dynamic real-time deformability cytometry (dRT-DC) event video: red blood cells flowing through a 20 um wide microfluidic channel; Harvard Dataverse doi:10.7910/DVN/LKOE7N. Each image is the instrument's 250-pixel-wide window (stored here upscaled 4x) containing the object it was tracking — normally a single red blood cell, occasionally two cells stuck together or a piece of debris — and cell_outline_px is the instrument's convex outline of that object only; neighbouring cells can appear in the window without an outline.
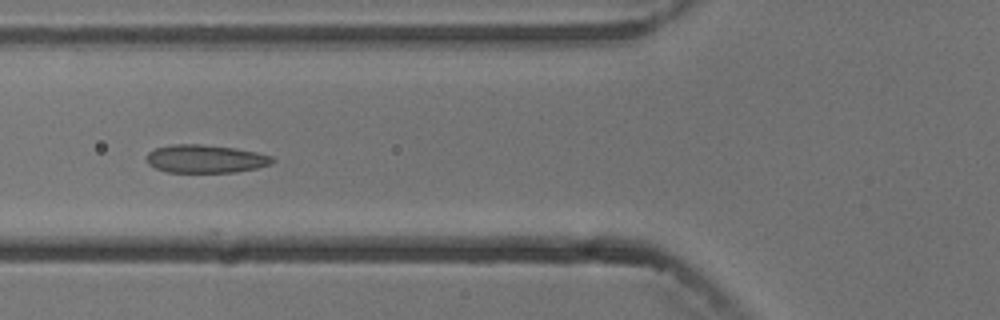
{"species": "common noctule bat (a hibernating species)", "species_latin": "Nyctalus noctula", "temperature_condition": "cold", "stored_images_in_passage": 8, "camera_frame_rate_fps": 3000, "um_per_image_px": 0.085, "animal": {"sex": "male", "body_mass_g": 13.3}, "frame": {"image": 1, "passage_image": 6, "time_ms": 6.667, "image_size_px": [1000, 320], "cell_outline_px": [[276, 160], [272, 164], [256, 168], [236, 172], [168, 172], [156, 168], [148, 164], [144, 160], [144, 156], [148, 152], [156, 148], [172, 144], [200, 144], [232, 148], [256, 152], [272, 156]], "centroid_in_image_um": [17.43, 13.5], "position_along_channel_um": 108.4, "area_um2": 20.69}}
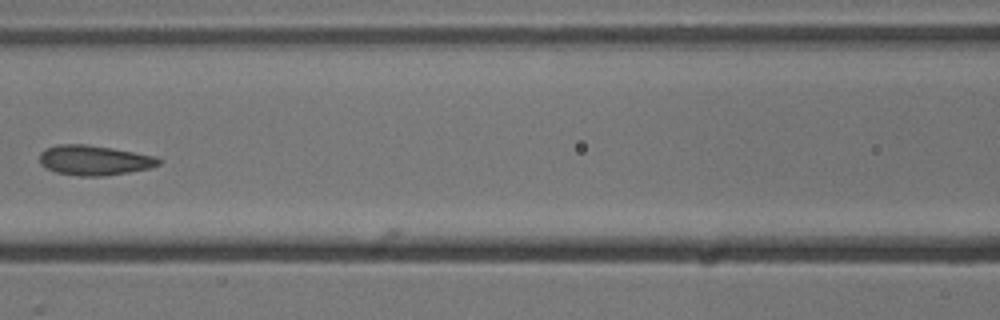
{"frame": {"image": 2, "passage_image": 7, "time_ms": 8.0, "image_size_px": [1000, 320], "cell_outline_px": [[164, 160], [160, 164], [152, 168], [128, 172], [100, 176], [80, 176], [56, 172], [40, 164], [40, 152], [44, 148], [56, 144], [84, 144], [112, 148], [156, 156]], "centroid_in_image_um": [8.03, 13.61], "position_along_channel_um": 158.6, "area_um2": 20.87}}